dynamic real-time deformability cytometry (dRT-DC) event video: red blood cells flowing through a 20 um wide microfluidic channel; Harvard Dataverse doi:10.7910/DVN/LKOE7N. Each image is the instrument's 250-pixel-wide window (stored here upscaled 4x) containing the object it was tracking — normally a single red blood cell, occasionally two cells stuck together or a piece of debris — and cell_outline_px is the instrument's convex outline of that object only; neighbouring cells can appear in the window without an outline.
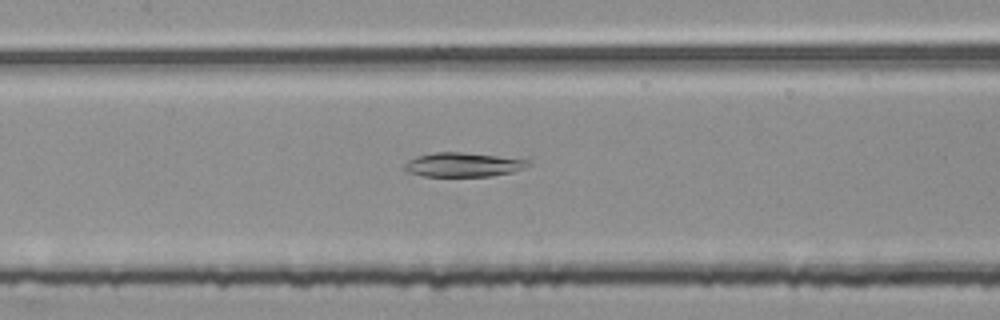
{"species": "common noctule bat (a hibernating species)", "species_latin": "Nyctalus noctula", "temperature_condition": "room temperature", "stored_images_in_passage": 55, "camera_frame_rate_fps": 3000, "um_per_image_px": 0.085, "animal": {"sex": "female", "body_mass_g": 25.1}, "frame": {"image": 1, "passage_image": 26, "time_ms": 8.333, "image_size_px": [1000, 320], "cell_outline_px": [[532, 164], [524, 168], [512, 172], [492, 176], [424, 176], [408, 172], [404, 168], [404, 164], [408, 160], [416, 156], [432, 152], [464, 152], [532, 160]], "centroid_in_image_um": [39.39, 13.99], "position_along_channel_um": 168.0, "area_um2": 17.57}}
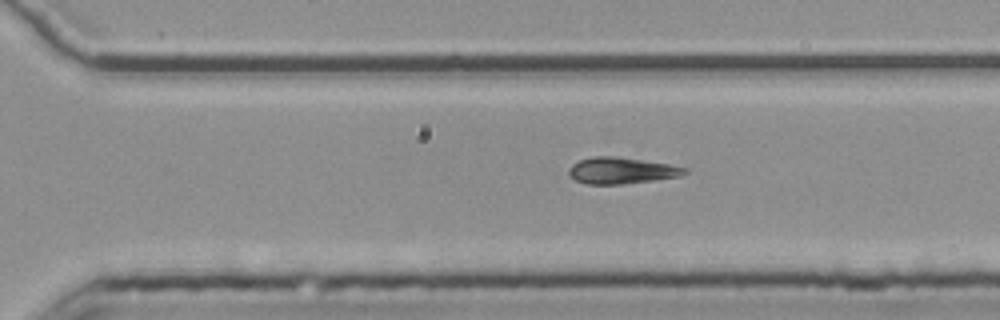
{"frame": {"image": 2, "passage_image": 38, "time_ms": 12.333, "image_size_px": [1000, 320], "cell_outline_px": [[688, 172], [680, 176], [624, 184], [584, 184], [576, 180], [568, 172], [568, 168], [572, 164], [580, 160], [592, 156], [616, 156], [668, 164], [688, 168]], "centroid_in_image_um": [52.81, 14.49], "position_along_channel_um": 317.8, "area_um2": 17.74}}
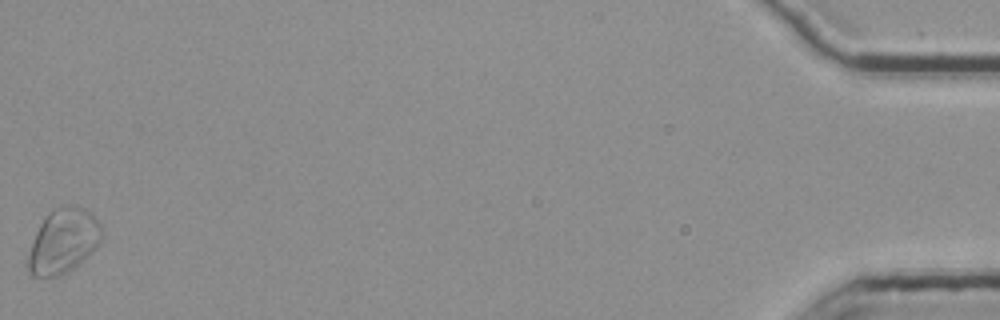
{"frame": {"image": 3, "passage_image": 55, "time_ms": 18.0, "image_size_px": [1000, 320], "cell_outline_px": [[100, 240], [96, 248], [92, 252], [72, 268], [60, 276], [32, 276], [28, 272], [28, 256], [36, 232], [44, 216], [48, 212], [64, 204], [76, 204], [84, 208], [100, 224]], "centroid_in_image_um": [5.35, 20.47], "position_along_channel_um": 429.8, "area_um2": 27.34}}